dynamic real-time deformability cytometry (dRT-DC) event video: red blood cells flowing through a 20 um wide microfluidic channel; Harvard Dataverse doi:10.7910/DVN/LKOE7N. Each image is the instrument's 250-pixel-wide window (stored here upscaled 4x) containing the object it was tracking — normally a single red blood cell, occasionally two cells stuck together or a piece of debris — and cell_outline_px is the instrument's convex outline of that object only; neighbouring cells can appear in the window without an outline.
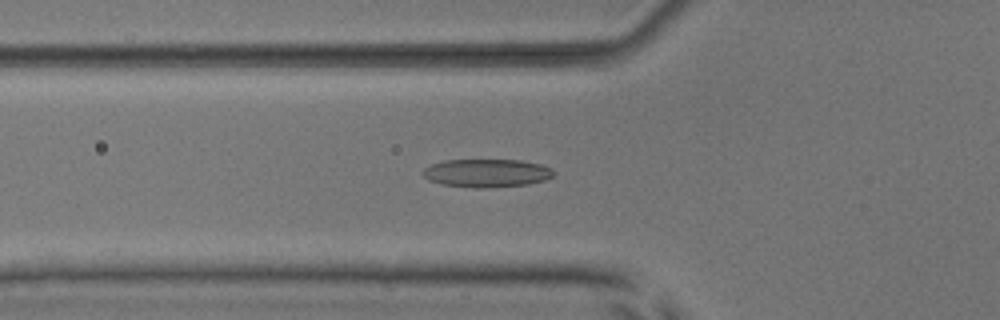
{"species": "common noctule bat (a hibernating species)", "species_latin": "Nyctalus noctula", "temperature_condition": "room temperature", "stored_images_in_passage": 46, "camera_frame_rate_fps": 3000, "um_per_image_px": 0.085, "animal": {"sex": "male", "body_mass_g": 17.9, "forearm_length_mm": 54.2}, "frame": {"image": 1, "passage_image": 12, "time_ms": 3.667, "image_size_px": [1000, 320], "cell_outline_px": [[552, 176], [544, 180], [528, 184], [480, 188], [472, 188], [440, 184], [428, 180], [420, 172], [424, 168], [432, 164], [444, 160], [520, 160], [540, 164], [552, 168]], "centroid_in_image_um": [41.31, 14.71], "position_along_channel_um": 84.5, "area_um2": 21.44}}
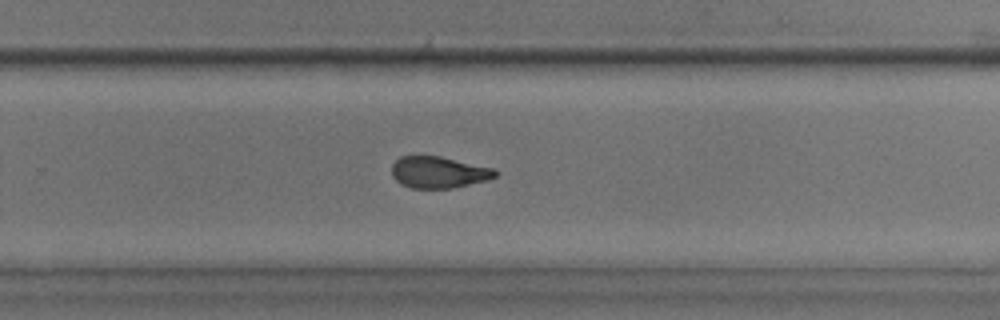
{"frame": {"image": 2, "passage_image": 28, "time_ms": 9.0, "image_size_px": [1000, 320], "cell_outline_px": [[500, 172], [496, 176], [484, 180], [452, 188], [412, 188], [400, 184], [392, 176], [392, 164], [400, 156], [440, 156], [496, 168]], "centroid_in_image_um": [37.29, 14.63], "position_along_channel_um": 292.5, "area_um2": 19.07}}
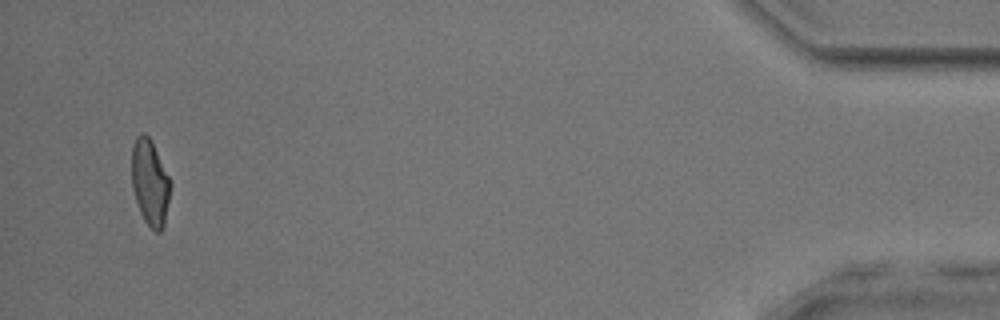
{"frame": {"image": 3, "passage_image": 44, "time_ms": 14.333, "image_size_px": [1000, 320], "cell_outline_px": [[172, 184], [164, 224], [160, 232], [156, 232], [144, 220], [140, 212], [132, 188], [132, 144], [136, 136], [140, 132], [144, 132], [152, 140], [172, 180]], "centroid_in_image_um": [12.77, 15.45], "position_along_channel_um": 422.4, "area_um2": 19.77}, "authors_computed_cell_mechanics": {"area_um2": 20.1144, "velocity_mm_per_s": 3.9072, "shape_relaxation_time_tau1_ms": 4.5865, "shape_relaxation_time_tau2_ms": 2.2835, "deformation_change_tau1": 0.1439, "deformation_change_tau2": 0.0967}}